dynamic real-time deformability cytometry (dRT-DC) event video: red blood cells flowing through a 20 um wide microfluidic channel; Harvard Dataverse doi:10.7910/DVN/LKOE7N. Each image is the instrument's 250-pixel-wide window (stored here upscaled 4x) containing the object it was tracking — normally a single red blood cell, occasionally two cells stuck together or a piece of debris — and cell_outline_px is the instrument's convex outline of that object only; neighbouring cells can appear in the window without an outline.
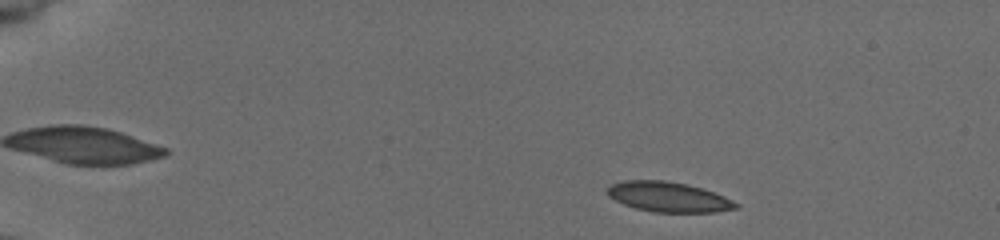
{"species": "common noctule bat (a hibernating species)", "species_latin": "Nyctalus noctula", "temperature_condition": "cold", "stored_images_in_passage": 43, "camera_frame_rate_fps": 3000, "um_per_image_px": 0.085, "animal": {"sex": "female", "body_mass_g": 19.5, "forearm_length_mm": 54.1}, "frame": {"image": 1, "passage_image": 3, "time_ms": 0.667, "image_size_px": [1000, 240], "cell_outline_px": [[740, 208], [716, 212], [652, 212], [636, 208], [624, 204], [608, 196], [608, 188], [612, 184], [624, 180], [664, 180], [688, 184], [724, 196], [740, 204]], "centroid_in_image_um": [56.85, 16.74], "position_along_channel_um": 28.2, "area_um2": 22.43}}
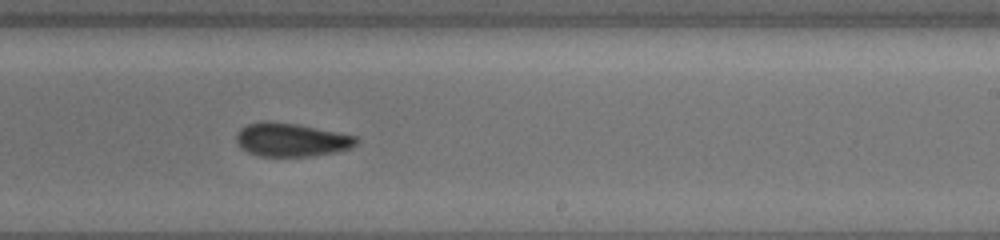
{"frame": {"image": 2, "passage_image": 26, "time_ms": 8.333, "image_size_px": [1000, 240], "cell_outline_px": [[360, 140], [352, 148], [336, 152], [312, 156], [260, 156], [248, 152], [240, 148], [236, 144], [236, 132], [240, 128], [248, 124], [264, 120], [268, 120], [300, 124], [356, 136]], "centroid_in_image_um": [24.74, 11.87], "position_along_channel_um": 264.3, "area_um2": 23.81}}
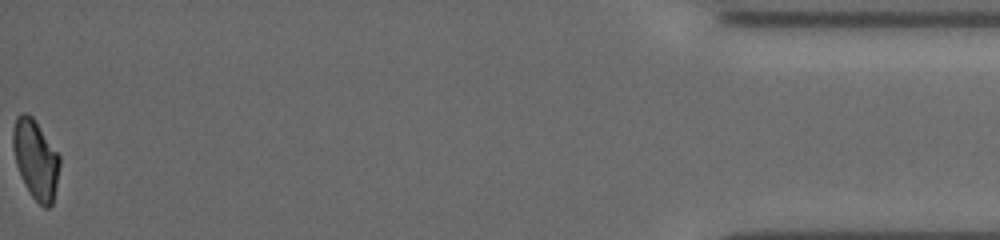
{"frame": {"image": 3, "passage_image": 43, "time_ms": 14.0, "image_size_px": [1000, 240], "cell_outline_px": [[60, 164], [52, 204], [48, 208], [44, 208], [32, 196], [24, 184], [16, 164], [12, 148], [12, 132], [16, 116], [24, 112], [32, 116], [60, 156]], "centroid_in_image_um": [3.01, 13.53], "position_along_channel_um": 432.2, "area_um2": 21.39}, "authors_computed_cell_mechanics": {"area_um2": 22.831, "velocity_mm_per_s": 3.9305, "shape_relaxation_time_tau1_ms": 4.9144, "shape_relaxation_time_tau2_ms": 5.8909, "deformation_change_tau1": 0.1408, "deformation_change_tau2": 0.1152}}